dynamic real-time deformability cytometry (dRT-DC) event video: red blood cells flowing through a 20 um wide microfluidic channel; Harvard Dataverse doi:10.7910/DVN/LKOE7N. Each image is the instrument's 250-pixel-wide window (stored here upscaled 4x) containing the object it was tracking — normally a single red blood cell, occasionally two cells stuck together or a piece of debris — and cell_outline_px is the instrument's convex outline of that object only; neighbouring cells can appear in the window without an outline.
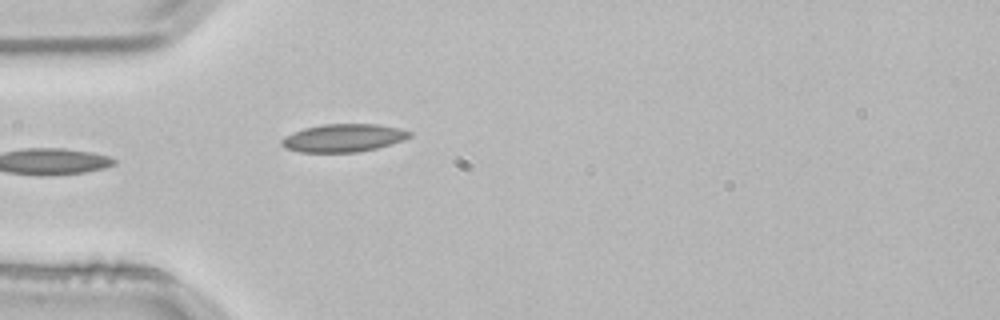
{"species": "common noctule bat (a hibernating species)", "species_latin": "Nyctalus noctula", "temperature_condition": "room temperature", "stored_images_in_passage": 3, "camera_frame_rate_fps": 3000, "um_per_image_px": 0.085, "animal": {"sex": "male", "body_mass_g": 21.5, "forearm_length_mm": 52.0}, "frame": {"image": 1, "passage_image": 3, "time_ms": 0.667, "image_size_px": [1000, 320], "cell_outline_px": [[412, 136], [376, 148], [356, 152], [300, 152], [284, 148], [280, 144], [280, 140], [284, 136], [304, 128], [324, 124], [376, 124], [400, 128], [412, 132]], "centroid_in_image_um": [29.14, 11.72], "position_along_channel_um": 55.9, "area_um2": 20.69}}